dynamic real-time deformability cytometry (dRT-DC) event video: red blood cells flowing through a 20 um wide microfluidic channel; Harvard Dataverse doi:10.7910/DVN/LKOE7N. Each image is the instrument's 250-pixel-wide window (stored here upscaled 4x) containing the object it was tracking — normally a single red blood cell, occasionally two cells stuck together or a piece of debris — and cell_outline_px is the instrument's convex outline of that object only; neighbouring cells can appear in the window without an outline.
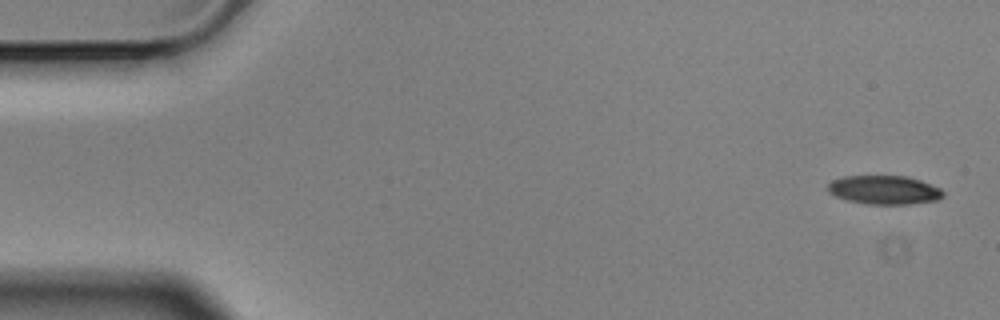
{"species": "Egyptian fruit bat (a non-hibernating species)", "species_latin": "Rousettus aegyptiacus", "temperature_condition": "cold", "stored_images_in_passage": 6, "camera_frame_rate_fps": 3000, "um_per_image_px": 0.085, "animal": {"sex": "male"}, "frame": {"image": 1, "passage_image": 1, "time_ms": 0.0, "image_size_px": [1000, 320], "cell_outline_px": [[944, 196], [940, 200], [908, 204], [868, 204], [848, 200], [836, 196], [828, 192], [828, 184], [832, 180], [844, 176], [908, 176], [920, 180], [940, 188], [944, 192]], "centroid_in_image_um": [75.19, 16.14], "position_along_channel_um": 9.8, "area_um2": 19.36}}
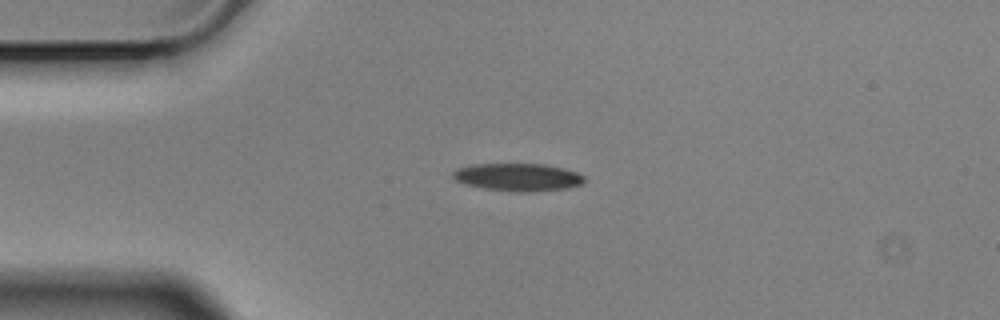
{"frame": {"image": 2, "passage_image": 4, "time_ms": 1.0, "image_size_px": [1000, 320], "cell_outline_px": [[584, 184], [568, 188], [528, 192], [520, 192], [484, 188], [468, 184], [456, 180], [452, 176], [452, 172], [456, 168], [468, 164], [544, 164], [564, 168], [576, 172], [584, 176]], "centroid_in_image_um": [44.03, 15.05], "position_along_channel_um": 41.0, "area_um2": 21.21}}
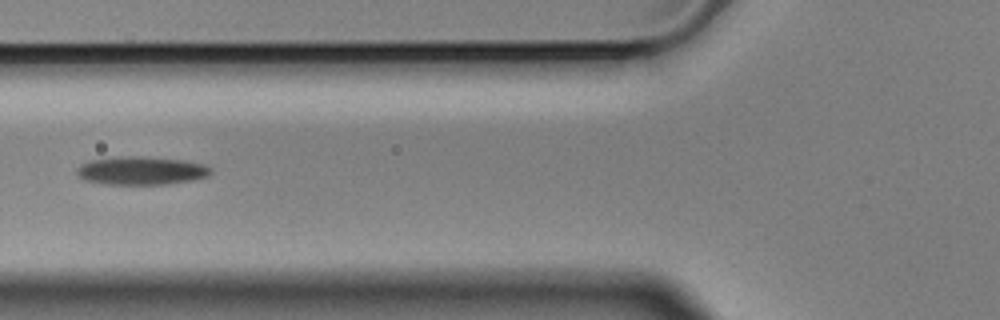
{"frame": {"image": 3, "passage_image": 6, "time_ms": 1.667, "image_size_px": [1000, 320], "cell_outline_px": [[212, 172], [208, 176], [188, 180], [164, 184], [104, 184], [84, 180], [76, 172], [76, 168], [80, 164], [88, 160], [116, 156], [144, 156], [184, 160], [204, 164], [212, 168]], "centroid_in_image_um": [11.96, 14.48], "position_along_channel_um": 113.8, "area_um2": 22.2}}